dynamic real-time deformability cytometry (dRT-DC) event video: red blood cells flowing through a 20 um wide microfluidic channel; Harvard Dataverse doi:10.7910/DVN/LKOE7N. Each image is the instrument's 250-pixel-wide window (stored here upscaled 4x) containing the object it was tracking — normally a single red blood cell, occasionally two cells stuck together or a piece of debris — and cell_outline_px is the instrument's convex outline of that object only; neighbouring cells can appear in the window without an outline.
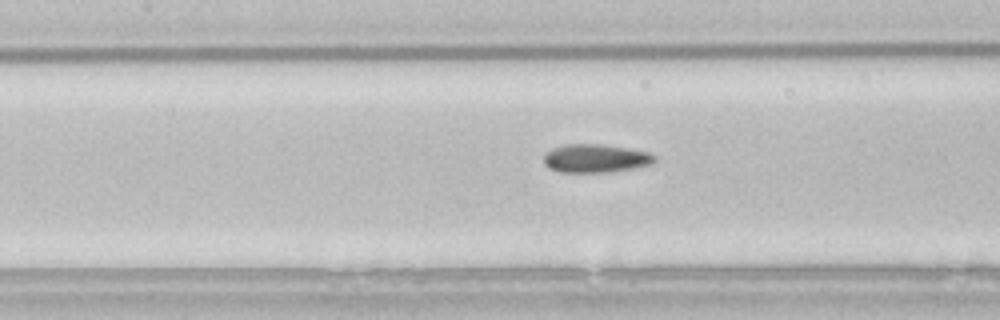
{"species": "common noctule bat (a hibernating species)", "species_latin": "Nyctalus noctula", "temperature_condition": "room temperature", "stored_images_in_passage": 39, "camera_frame_rate_fps": 3000, "um_per_image_px": 0.085, "animal": {"sex": "male", "body_mass_g": 21.5, "forearm_length_mm": 52.0}, "frame": {"image": 1, "passage_image": 13, "time_ms": 4.0, "image_size_px": [1000, 320], "cell_outline_px": [[656, 160], [652, 164], [632, 168], [608, 172], [560, 172], [548, 168], [544, 164], [544, 156], [552, 148], [568, 144], [600, 144], [628, 148], [648, 152], [656, 156]], "centroid_in_image_um": [50.62, 13.46], "position_along_channel_um": 156.8, "area_um2": 18.26}}
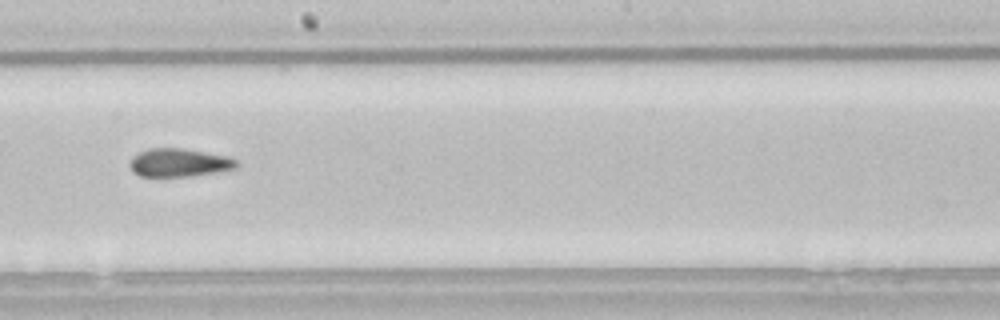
{"frame": {"image": 2, "passage_image": 19, "time_ms": 6.0, "image_size_px": [1000, 320], "cell_outline_px": [[240, 164], [236, 168], [220, 172], [188, 176], [140, 176], [132, 172], [128, 164], [132, 156], [148, 148], [184, 148], [228, 156], [236, 160]], "centroid_in_image_um": [15.22, 13.82], "position_along_channel_um": 233.0, "area_um2": 17.8}}
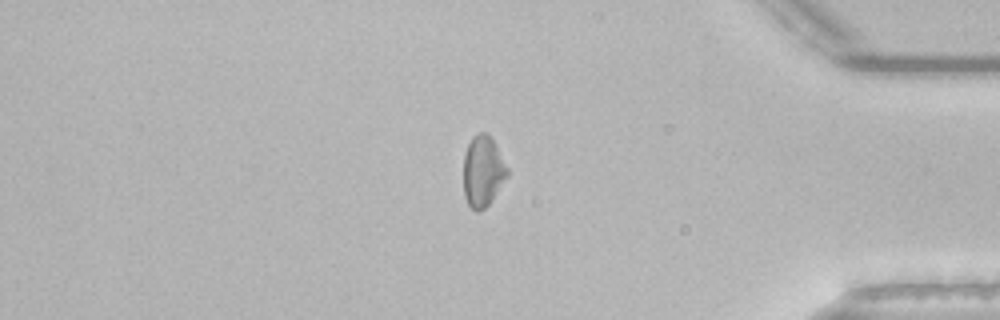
{"frame": {"image": 3, "passage_image": 34, "time_ms": 11.0, "image_size_px": [1000, 320], "cell_outline_px": [[508, 176], [492, 200], [480, 212], [476, 212], [468, 204], [464, 196], [464, 156], [468, 144], [472, 136], [480, 132], [488, 132], [492, 136], [508, 168]], "centroid_in_image_um": [41.05, 14.53], "position_along_channel_um": 394.1, "area_um2": 18.32}, "authors_computed_cell_mechanics": {"area_um2": 18.2648, "velocity_mm_per_s": 3.8154, "shape_relaxation_time_tau1_ms": null, "shape_relaxation_time_tau2_ms": 5.2596, "deformation_change_tau1": null, "deformation_change_tau2": 0.1262}}